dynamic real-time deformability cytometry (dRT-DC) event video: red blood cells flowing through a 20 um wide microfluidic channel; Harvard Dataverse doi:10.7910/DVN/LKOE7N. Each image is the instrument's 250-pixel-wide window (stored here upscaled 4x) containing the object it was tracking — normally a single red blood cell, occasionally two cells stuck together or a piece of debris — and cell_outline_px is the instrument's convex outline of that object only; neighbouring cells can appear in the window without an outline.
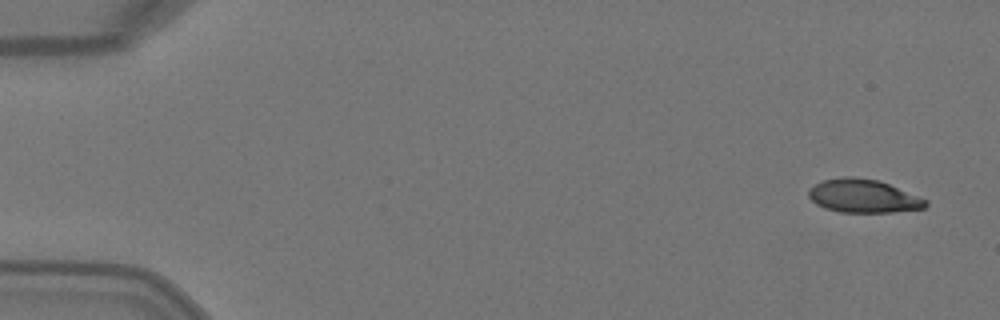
{"species": "Egyptian fruit bat (a non-hibernating species)", "species_latin": "Rousettus aegyptiacus", "temperature_condition": "warm", "stored_images_in_passage": 4, "camera_frame_rate_fps": 3000, "um_per_image_px": 0.085, "animal": {"sex": "female"}, "frame": {"image": 1, "passage_image": 1, "time_ms": 0.0, "image_size_px": [1000, 320], "cell_outline_px": [[928, 204], [924, 208], [892, 212], [840, 212], [824, 208], [816, 204], [808, 196], [808, 188], [824, 180], [844, 176], [852, 176], [876, 180], [888, 184], [928, 200]], "centroid_in_image_um": [73.35, 16.67], "position_along_channel_um": 11.6, "area_um2": 22.6}}
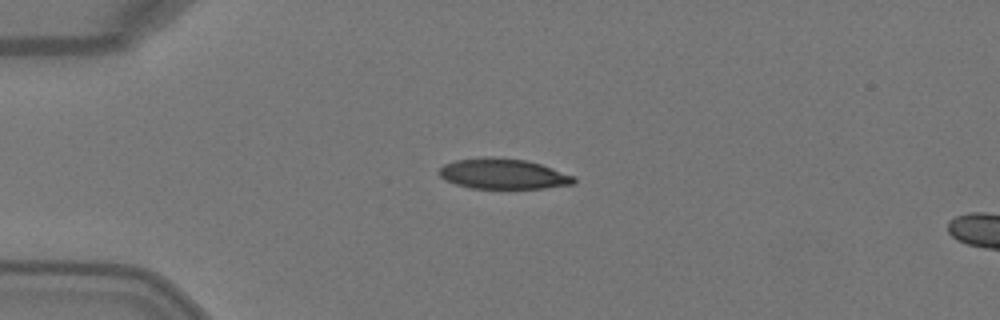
{"frame": {"image": 2, "passage_image": 3, "time_ms": 0.667, "image_size_px": [1000, 320], "cell_outline_px": [[576, 180], [572, 184], [544, 188], [472, 188], [456, 184], [444, 180], [440, 176], [440, 168], [444, 164], [456, 160], [488, 156], [492, 156], [524, 160], [540, 164], [576, 176]], "centroid_in_image_um": [42.77, 14.77], "position_along_channel_um": 42.2, "area_um2": 23.76}}